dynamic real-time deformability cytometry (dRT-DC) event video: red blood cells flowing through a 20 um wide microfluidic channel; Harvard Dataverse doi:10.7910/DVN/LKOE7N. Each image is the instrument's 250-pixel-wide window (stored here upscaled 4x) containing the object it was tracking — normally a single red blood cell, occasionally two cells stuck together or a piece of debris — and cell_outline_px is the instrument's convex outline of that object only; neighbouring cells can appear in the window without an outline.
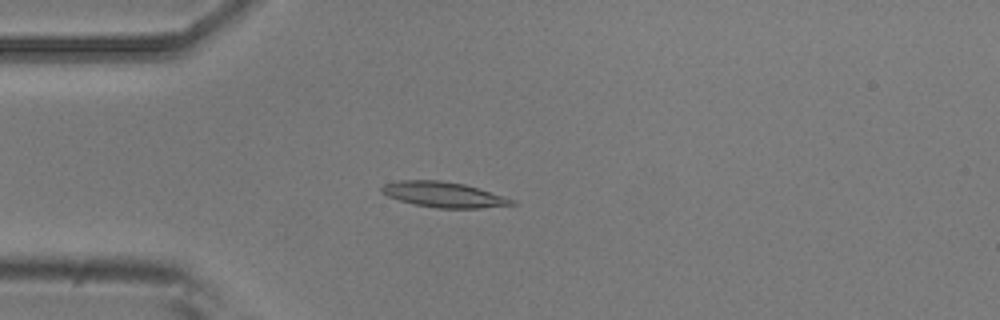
{"species": "common noctule bat (a hibernating species)", "species_latin": "Nyctalus noctula", "temperature_condition": "room temperature", "stored_images_in_passage": 8, "camera_frame_rate_fps": 3000, "um_per_image_px": 0.085, "animal": {"sex": "male", "body_mass_g": 20.5, "forearm_length_mm": 52.5}, "frame": {"image": 1, "passage_image": 4, "time_ms": 1.0, "image_size_px": [1000, 320], "cell_outline_px": [[516, 204], [480, 208], [436, 208], [416, 204], [400, 200], [388, 196], [380, 192], [380, 188], [384, 184], [400, 180], [440, 180], [464, 184], [516, 200]], "centroid_in_image_um": [37.69, 16.53], "position_along_channel_um": 47.3, "area_um2": 19.07}}
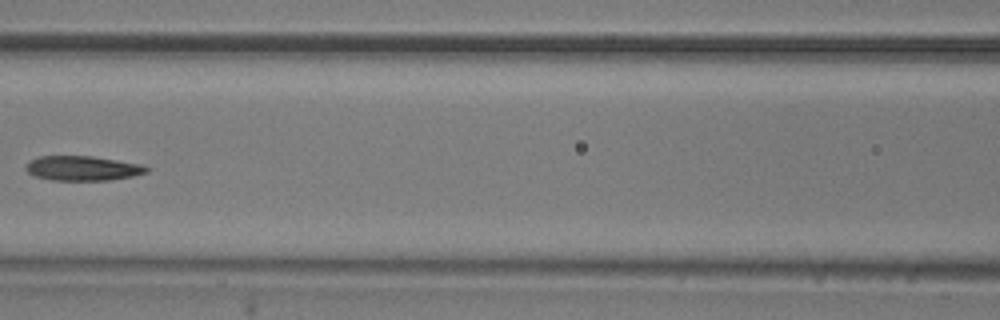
{"frame": {"image": 2, "passage_image": 7, "time_ms": 2.0, "image_size_px": [1000, 320], "cell_outline_px": [[152, 168], [148, 172], [132, 176], [108, 180], [52, 180], [36, 176], [28, 172], [24, 168], [32, 160], [40, 156], [92, 156], [140, 164]], "centroid_in_image_um": [7.06, 14.3], "position_along_channel_um": 159.5, "area_um2": 17.17}}
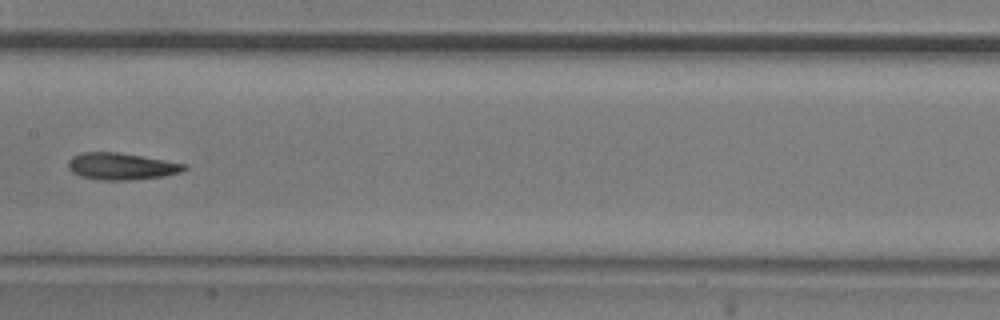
{"frame": {"image": 3, "passage_image": 8, "time_ms": 2.333, "image_size_px": [1000, 320], "cell_outline_px": [[188, 168], [180, 172], [164, 176], [132, 180], [100, 180], [80, 176], [72, 172], [68, 168], [68, 160], [72, 156], [80, 152], [120, 152], [188, 164]], "centroid_in_image_um": [10.31, 14.13], "position_along_channel_um": 197.1, "area_um2": 18.38}}